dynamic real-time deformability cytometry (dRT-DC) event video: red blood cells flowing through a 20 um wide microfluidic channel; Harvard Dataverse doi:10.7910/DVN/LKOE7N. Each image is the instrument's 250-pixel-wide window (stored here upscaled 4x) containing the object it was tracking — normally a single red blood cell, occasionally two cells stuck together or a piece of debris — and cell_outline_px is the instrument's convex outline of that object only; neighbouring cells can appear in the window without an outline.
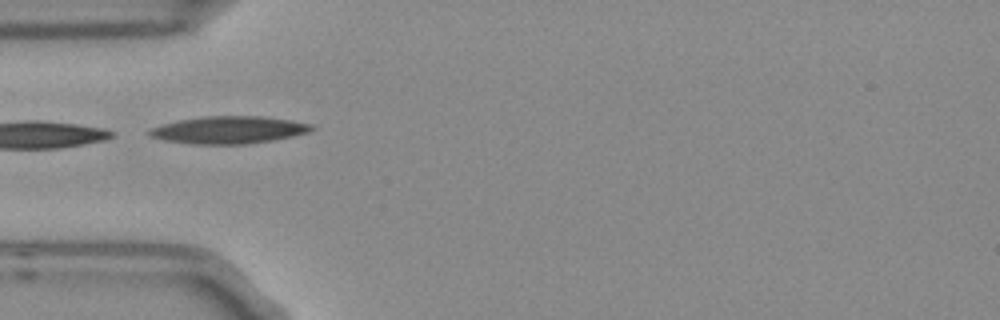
{"species": "Egyptian fruit bat (a non-hibernating species)", "species_latin": "Rousettus aegyptiacus", "temperature_condition": "room temperature", "stored_images_in_passage": 3, "camera_frame_rate_fps": 3000, "um_per_image_px": 0.085, "frame": {"image": 1, "passage_image": 1, "time_ms": 0.0, "image_size_px": [1000, 320], "cell_outline_px": [[316, 128], [308, 132], [292, 136], [272, 140], [244, 144], [192, 144], [164, 140], [148, 136], [148, 128], [180, 120], [200, 116], [264, 116], [292, 120], [312, 124]], "centroid_in_image_um": [19.44, 11.04], "position_along_channel_um": 65.6, "area_um2": 25.95}}
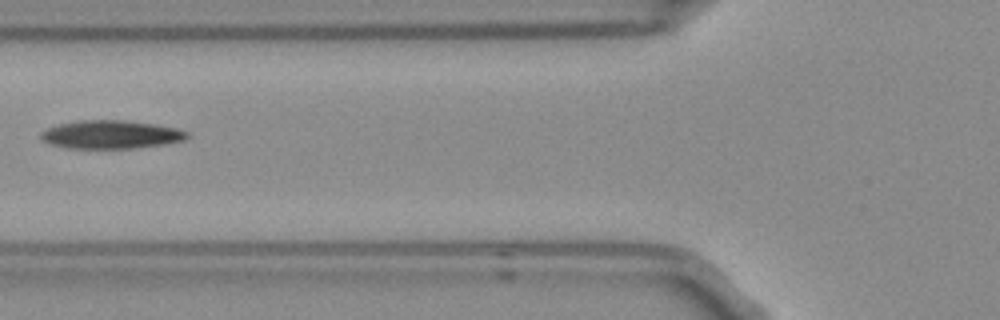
{"frame": {"image": 2, "passage_image": 2, "time_ms": 0.333, "image_size_px": [1000, 320], "cell_outline_px": [[192, 136], [184, 140], [164, 144], [132, 148], [68, 148], [52, 144], [44, 140], [40, 136], [40, 132], [48, 128], [60, 124], [76, 120], [124, 120], [156, 124], [176, 128], [188, 132]], "centroid_in_image_um": [9.47, 11.42], "position_along_channel_um": 116.3, "area_um2": 24.04}}